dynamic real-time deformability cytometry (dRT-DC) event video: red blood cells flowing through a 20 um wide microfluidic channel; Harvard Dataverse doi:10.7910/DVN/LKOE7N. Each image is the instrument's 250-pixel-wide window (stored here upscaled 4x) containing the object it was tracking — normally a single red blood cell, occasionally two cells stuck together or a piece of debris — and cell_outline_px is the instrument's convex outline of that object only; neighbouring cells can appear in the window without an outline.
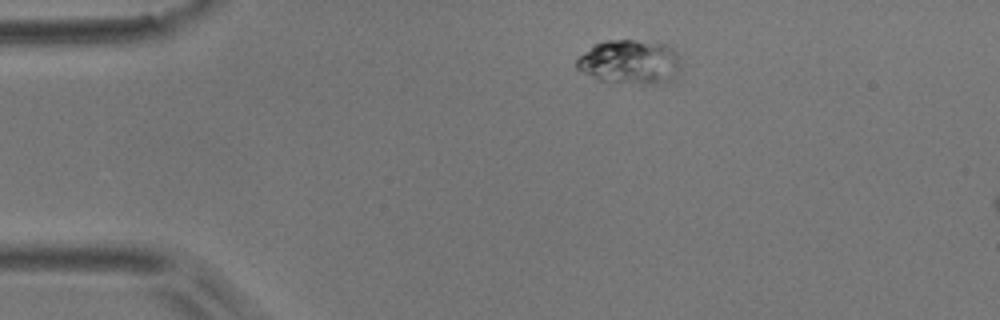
{"species": "common noctule bat (a hibernating species)", "species_latin": "Nyctalus noctula", "temperature_condition": "room temperature", "stored_images_in_passage": 2, "camera_frame_rate_fps": 3000, "um_per_image_px": 0.085, "animal": {"sex": "male", "body_mass_g": 17.9}, "frame": {"image": 1, "passage_image": 2, "time_ms": 1.333, "image_size_px": [1000, 320], "cell_outline_px": [[680, 72], [676, 80], [664, 84], [640, 84], [596, 80], [576, 68], [576, 60], [592, 44], [604, 40], [636, 40], [664, 44], [672, 48], [676, 52], [680, 60]], "centroid_in_image_um": [53.57, 5.29], "position_along_channel_um": 31.4, "area_um2": 27.51}}